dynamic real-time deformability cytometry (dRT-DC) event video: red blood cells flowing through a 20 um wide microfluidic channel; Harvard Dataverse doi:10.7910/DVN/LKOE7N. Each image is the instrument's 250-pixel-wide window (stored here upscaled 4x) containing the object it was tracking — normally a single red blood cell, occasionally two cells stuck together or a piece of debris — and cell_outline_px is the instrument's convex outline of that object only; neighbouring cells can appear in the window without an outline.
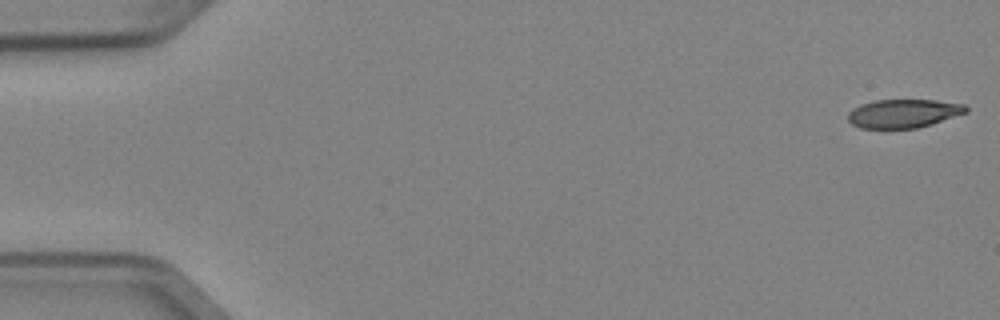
{"species": "Egyptian fruit bat (a non-hibernating species)", "species_latin": "Rousettus aegyptiacus", "temperature_condition": "cold", "stored_images_in_passage": 51, "camera_frame_rate_fps": 3000, "um_per_image_px": 0.085, "animal": {"sex": "female"}, "frame": {"image": 1, "passage_image": 1, "time_ms": 0.0, "image_size_px": [1000, 320], "cell_outline_px": [[968, 112], [932, 124], [916, 128], [860, 128], [852, 124], [848, 120], [848, 112], [852, 108], [860, 104], [876, 100], [936, 100], [964, 104], [968, 108]], "centroid_in_image_um": [76.79, 9.64], "position_along_channel_um": 8.2, "area_um2": 19.71}}
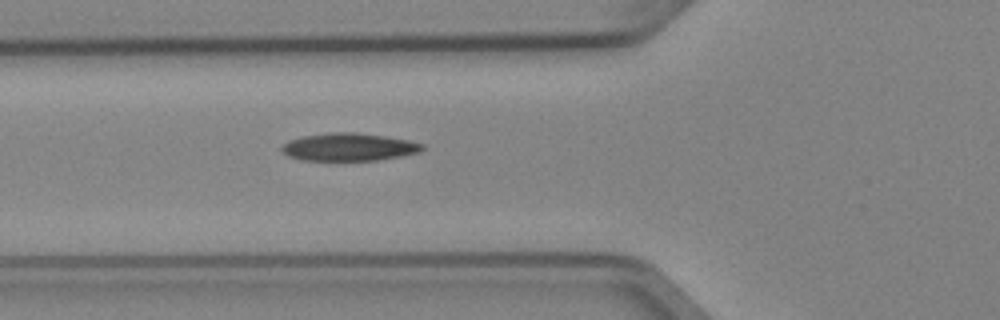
{"frame": {"image": 2, "passage_image": 19, "time_ms": 6.0, "image_size_px": [1000, 320], "cell_outline_px": [[424, 148], [420, 152], [400, 156], [376, 160], [304, 160], [288, 156], [280, 152], [280, 148], [288, 140], [300, 136], [332, 132], [356, 132], [384, 136], [408, 140], [424, 144]], "centroid_in_image_um": [29.61, 12.49], "position_along_channel_um": 96.2, "area_um2": 22.77}}
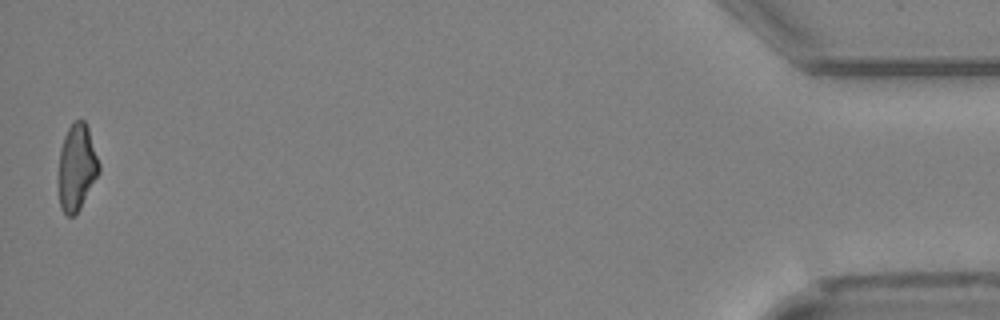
{"frame": {"image": 3, "passage_image": 51, "time_ms": 16.667, "image_size_px": [1000, 320], "cell_outline_px": [[100, 172], [80, 208], [72, 216], [68, 216], [60, 208], [60, 148], [64, 136], [68, 128], [76, 120], [84, 120], [88, 128], [100, 164]], "centroid_in_image_um": [6.55, 14.21], "position_along_channel_um": 428.6, "area_um2": 19.94}, "authors_computed_cell_mechanics": {"area_um2": 21.675, "velocity_mm_per_s": 3.9824, "shape_relaxation_time_tau1_ms": 6.9932, "shape_relaxation_time_tau2_ms": 4.0159, "deformation_change_tau1": 0.176, "deformation_change_tau2": 0.1155}}